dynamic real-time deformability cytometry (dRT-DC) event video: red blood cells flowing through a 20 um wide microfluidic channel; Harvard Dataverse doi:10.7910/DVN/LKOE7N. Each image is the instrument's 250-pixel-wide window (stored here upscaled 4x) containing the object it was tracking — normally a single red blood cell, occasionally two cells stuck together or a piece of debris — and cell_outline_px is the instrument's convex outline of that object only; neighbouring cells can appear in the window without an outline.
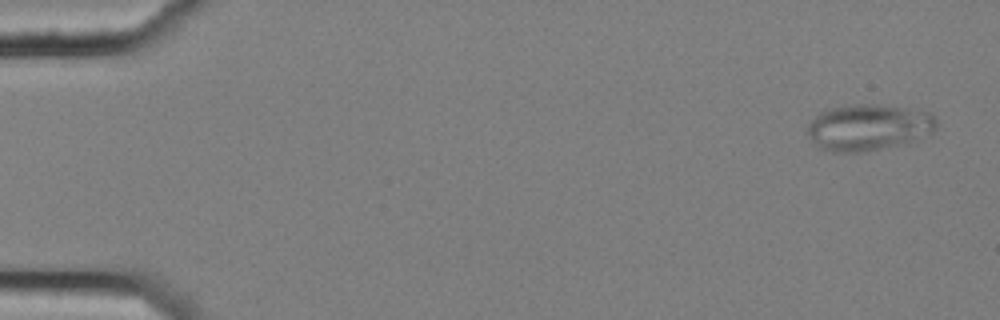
{"species": "common noctule bat (a hibernating species)", "species_latin": "Nyctalus noctula", "temperature_condition": "cold", "stored_images_in_passage": 5, "camera_frame_rate_fps": 3000, "um_per_image_px": 0.085, "animal": {"sex": "female", "body_mass_g": 25.1}, "frame": {"image": 1, "passage_image": 1, "time_ms": 0.0, "image_size_px": [1000, 320], "cell_outline_px": [[936, 128], [932, 132], [912, 140], [864, 152], [832, 152], [820, 148], [808, 136], [808, 124], [820, 112], [832, 108], [860, 104], [872, 104], [904, 108], [932, 112], [936, 120]], "centroid_in_image_um": [73.8, 10.82], "position_along_channel_um": 11.2, "area_um2": 34.16}}